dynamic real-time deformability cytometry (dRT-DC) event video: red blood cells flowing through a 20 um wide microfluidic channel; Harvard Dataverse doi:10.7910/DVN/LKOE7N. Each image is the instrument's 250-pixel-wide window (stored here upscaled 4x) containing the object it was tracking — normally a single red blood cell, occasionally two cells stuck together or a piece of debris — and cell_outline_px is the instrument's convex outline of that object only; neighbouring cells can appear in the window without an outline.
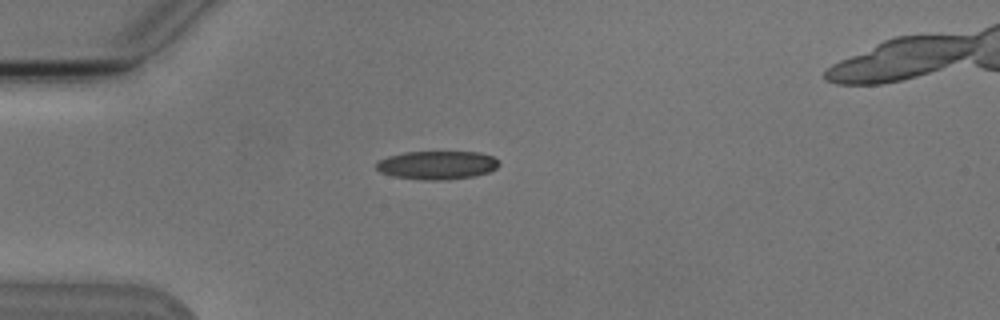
{"species": "Egyptian fruit bat (a non-hibernating species)", "species_latin": "Rousettus aegyptiacus", "temperature_condition": "cold", "stored_images_in_passage": 3, "camera_frame_rate_fps": 3000, "um_per_image_px": 0.085, "animal": {"sex": "male"}, "frame": {"image": 1, "passage_image": 3, "time_ms": 2.333, "image_size_px": [1000, 320], "cell_outline_px": [[500, 164], [496, 168], [488, 172], [472, 176], [448, 180], [424, 180], [392, 176], [380, 172], [376, 168], [376, 160], [388, 156], [404, 152], [480, 152], [492, 156], [500, 160]], "centroid_in_image_um": [37.14, 14.03], "position_along_channel_um": 47.9, "area_um2": 20.52}}